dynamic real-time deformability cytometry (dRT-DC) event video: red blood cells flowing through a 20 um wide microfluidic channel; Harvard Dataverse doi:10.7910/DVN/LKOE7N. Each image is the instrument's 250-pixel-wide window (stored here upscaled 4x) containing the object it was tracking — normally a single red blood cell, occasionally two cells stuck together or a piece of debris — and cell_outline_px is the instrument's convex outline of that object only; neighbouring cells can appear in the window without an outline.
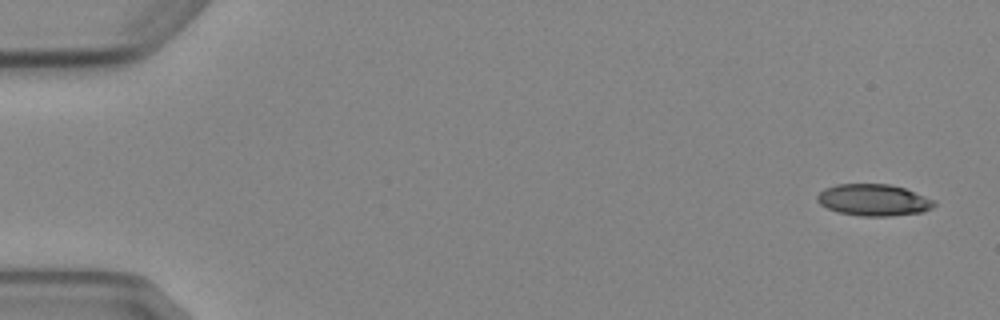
{"species": "Egyptian fruit bat (a non-hibernating species)", "species_latin": "Rousettus aegyptiacus", "temperature_condition": "cold", "stored_images_in_passage": 8, "camera_frame_rate_fps": 3000, "um_per_image_px": 0.085, "animal": {"sex": "female"}, "frame": {"image": 1, "passage_image": 1, "time_ms": 0.0, "image_size_px": [1000, 320], "cell_outline_px": [[936, 204], [932, 208], [924, 212], [888, 216], [860, 216], [836, 212], [820, 204], [816, 200], [816, 196], [824, 188], [836, 184], [892, 184], [904, 188], [936, 200]], "centroid_in_image_um": [74.26, 17.0], "position_along_channel_um": 10.7, "area_um2": 21.79}}
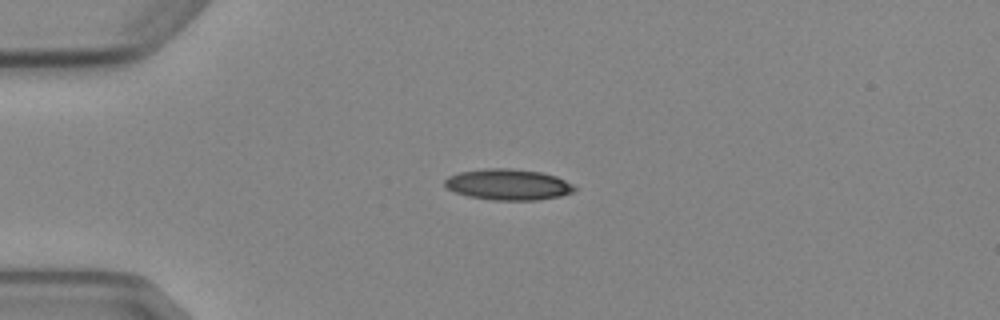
{"frame": {"image": 2, "passage_image": 4, "time_ms": 3.667, "image_size_px": [1000, 320], "cell_outline_px": [[576, 188], [572, 192], [560, 196], [536, 200], [492, 200], [468, 196], [456, 192], [448, 188], [444, 184], [444, 180], [448, 176], [460, 172], [488, 168], [512, 168], [540, 172], [556, 176], [572, 184]], "centroid_in_image_um": [43.18, 15.68], "position_along_channel_um": 41.8, "area_um2": 23.29}}
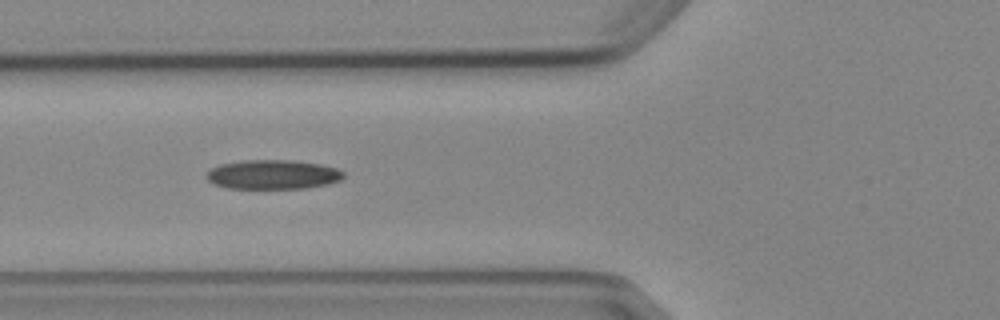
{"frame": {"image": 3, "passage_image": 6, "time_ms": 6.0, "image_size_px": [1000, 320], "cell_outline_px": [[344, 176], [340, 180], [328, 184], [304, 188], [228, 188], [212, 184], [208, 180], [208, 172], [212, 168], [220, 164], [244, 160], [292, 160], [320, 164], [336, 168], [344, 172]], "centroid_in_image_um": [23.2, 14.83], "position_along_channel_um": 102.6, "area_um2": 23.29}}